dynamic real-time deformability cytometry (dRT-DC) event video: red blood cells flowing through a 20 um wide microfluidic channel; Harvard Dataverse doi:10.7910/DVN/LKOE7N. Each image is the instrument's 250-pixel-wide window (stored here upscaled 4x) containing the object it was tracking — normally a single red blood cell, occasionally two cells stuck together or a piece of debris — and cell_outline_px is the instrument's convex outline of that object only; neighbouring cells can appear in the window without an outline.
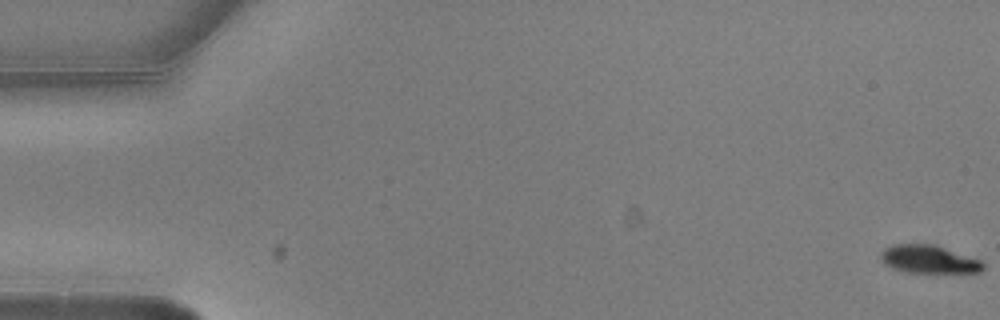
{"species": "common noctule bat (a hibernating species)", "species_latin": "Nyctalus noctula", "temperature_condition": "warm", "stored_images_in_passage": 6, "camera_frame_rate_fps": 3000, "um_per_image_px": 0.085, "animal": {"sex": "male", "body_mass_g": 20.5, "forearm_length_mm": 52.5}, "frame": {"image": 1, "passage_image": 1, "time_ms": 0.0, "image_size_px": [1000, 320], "cell_outline_px": [[984, 268], [980, 272], [904, 272], [892, 268], [884, 264], [880, 260], [880, 252], [884, 248], [892, 244], [932, 244], [980, 260], [984, 264]], "centroid_in_image_um": [78.87, 22.04], "position_along_channel_um": 6.1, "area_um2": 16.59}}
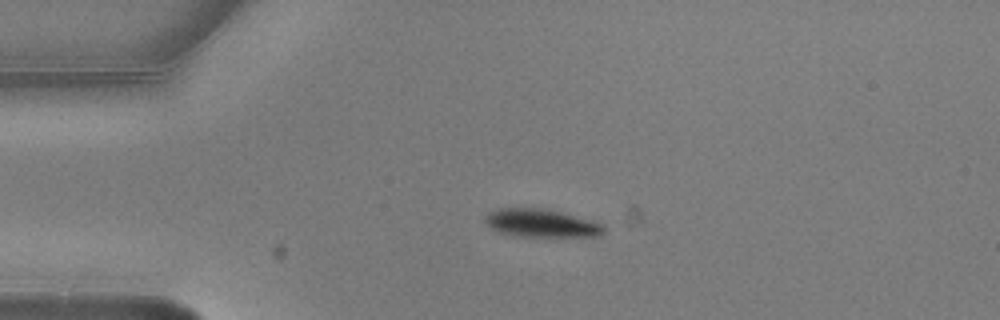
{"frame": {"image": 2, "passage_image": 4, "time_ms": 1.0, "image_size_px": [1000, 320], "cell_outline_px": [[604, 232], [600, 236], [512, 236], [500, 232], [484, 224], [484, 216], [488, 212], [496, 208], [544, 208], [560, 212], [604, 224]], "centroid_in_image_um": [45.94, 18.96], "position_along_channel_um": 39.1, "area_um2": 19.42}}
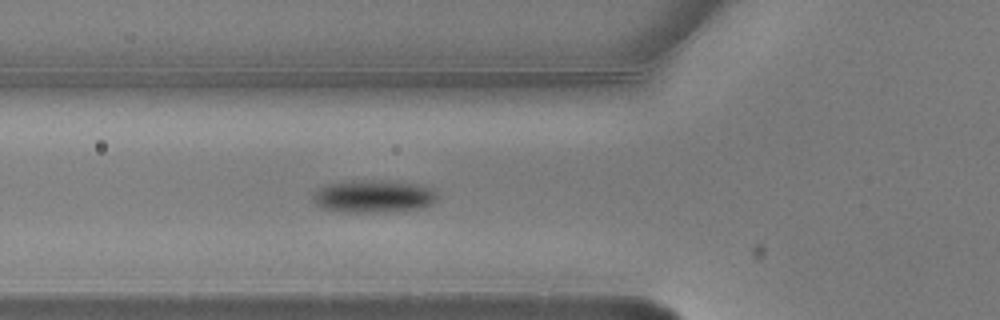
{"frame": {"image": 3, "passage_image": 6, "time_ms": 1.667, "image_size_px": [1000, 320], "cell_outline_px": [[436, 200], [432, 204], [416, 208], [376, 212], [340, 212], [320, 208], [312, 200], [312, 196], [316, 188], [328, 184], [348, 180], [388, 180], [420, 184], [432, 188], [436, 192]], "centroid_in_image_um": [31.68, 16.66], "position_along_channel_um": 94.1, "area_um2": 23.93}}